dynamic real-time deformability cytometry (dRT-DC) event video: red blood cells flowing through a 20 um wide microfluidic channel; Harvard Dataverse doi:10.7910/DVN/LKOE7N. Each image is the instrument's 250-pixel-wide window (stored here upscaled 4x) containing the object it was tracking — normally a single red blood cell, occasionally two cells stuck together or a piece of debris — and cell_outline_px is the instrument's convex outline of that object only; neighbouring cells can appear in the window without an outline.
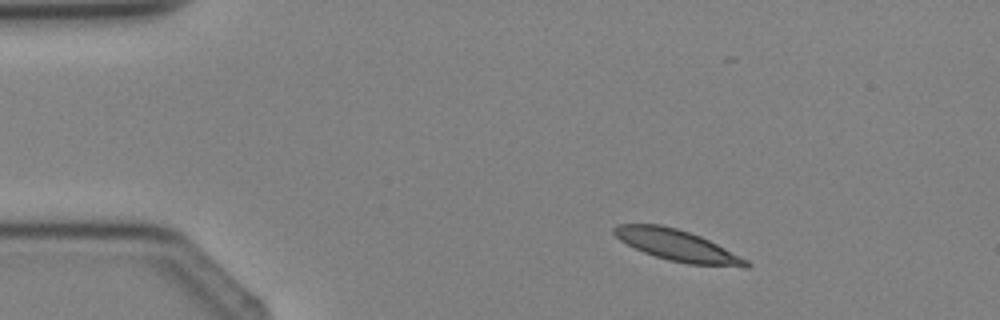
{"species": "Egyptian fruit bat (a non-hibernating species)", "species_latin": "Rousettus aegyptiacus", "temperature_condition": "cold", "stored_images_in_passage": 2, "camera_frame_rate_fps": 3000, "um_per_image_px": 0.085, "animal": {"sex": "female"}, "frame": {"image": 1, "passage_image": 1, "time_ms": 0.0, "image_size_px": [1000, 320], "cell_outline_px": [[752, 264], [748, 268], [744, 268], [688, 264], [668, 260], [644, 252], [620, 240], [612, 232], [612, 228], [616, 224], [660, 224], [676, 228], [700, 236], [748, 260]], "centroid_in_image_um": [57.59, 20.87], "position_along_channel_um": 27.4, "area_um2": 23.93}}